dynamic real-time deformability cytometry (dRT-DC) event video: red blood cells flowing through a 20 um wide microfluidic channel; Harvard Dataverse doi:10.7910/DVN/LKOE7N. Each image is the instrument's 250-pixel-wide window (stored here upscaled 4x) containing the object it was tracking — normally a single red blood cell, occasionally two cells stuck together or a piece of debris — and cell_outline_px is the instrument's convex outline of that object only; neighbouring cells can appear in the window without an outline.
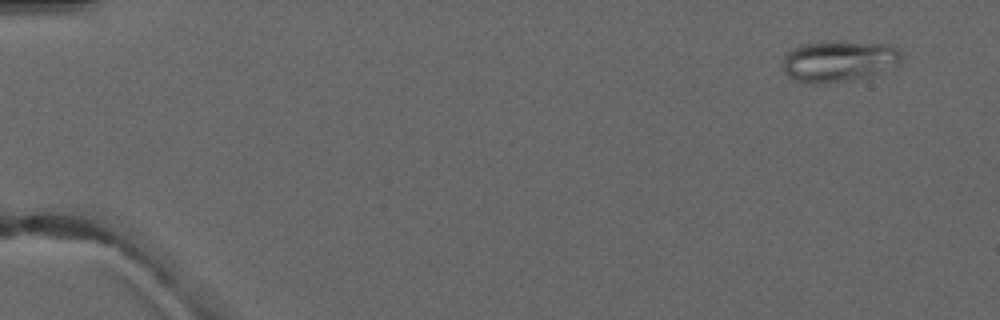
{"species": "common noctule bat (a hibernating species)", "species_latin": "Nyctalus noctula", "temperature_condition": "warm", "stored_images_in_passage": 5, "camera_frame_rate_fps": 3000, "um_per_image_px": 0.085, "animal": {"sex": "male", "forearm_length_mm": 52.5}, "frame": {"image": 1, "passage_image": 1, "time_ms": 0.0, "image_size_px": [1000, 320], "cell_outline_px": [[900, 60], [896, 64], [868, 80], [828, 84], [812, 84], [796, 80], [788, 76], [784, 72], [784, 56], [792, 48], [800, 44], [828, 40], [844, 40], [888, 44], [900, 48]], "centroid_in_image_um": [71.33, 5.2], "position_along_channel_um": 13.7, "area_um2": 29.77}}